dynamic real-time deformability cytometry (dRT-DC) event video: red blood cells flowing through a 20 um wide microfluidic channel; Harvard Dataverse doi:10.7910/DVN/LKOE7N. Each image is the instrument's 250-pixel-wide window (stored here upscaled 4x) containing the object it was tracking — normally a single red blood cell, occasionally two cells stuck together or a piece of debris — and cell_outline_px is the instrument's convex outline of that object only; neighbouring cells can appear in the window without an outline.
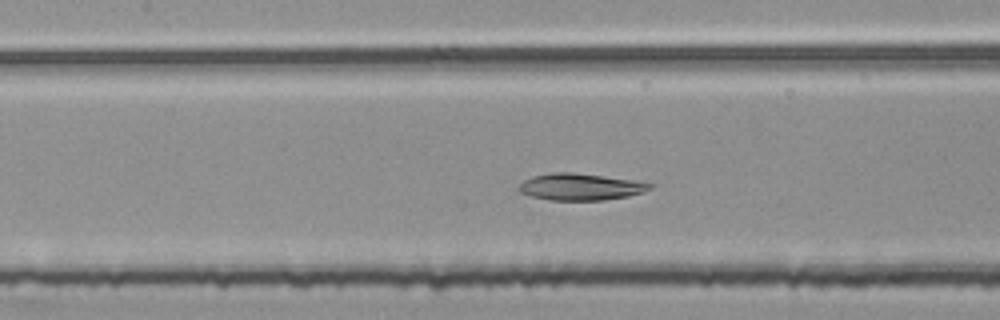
{"species": "common noctule bat (a hibernating species)", "species_latin": "Nyctalus noctula", "temperature_condition": "room temperature", "stored_images_in_passage": 49, "camera_frame_rate_fps": 3000, "um_per_image_px": 0.085, "animal": {"sex": "female", "body_mass_g": 25.1}, "frame": {"image": 1, "passage_image": 23, "time_ms": 7.333, "image_size_px": [1000, 320], "cell_outline_px": [[652, 188], [644, 192], [628, 196], [604, 200], [552, 200], [532, 196], [520, 192], [520, 184], [524, 180], [532, 176], [548, 172], [572, 172], [604, 176], [632, 180], [652, 184]], "centroid_in_image_um": [49.33, 15.87], "position_along_channel_um": 158.1, "area_um2": 20.29}}
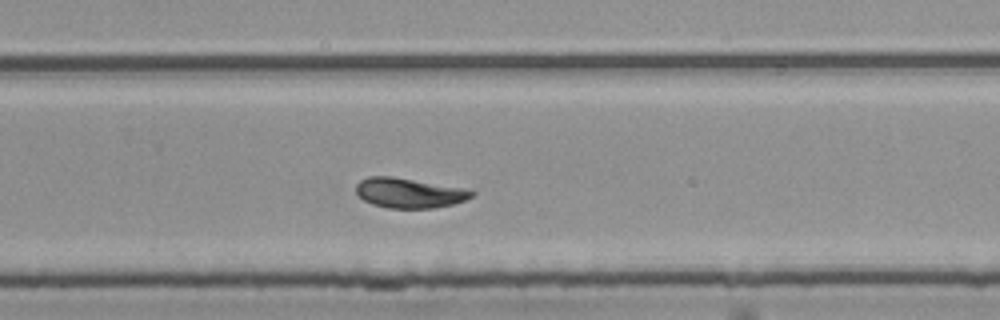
{"frame": {"image": 2, "passage_image": 34, "time_ms": 11.0, "image_size_px": [1000, 320], "cell_outline_px": [[476, 192], [472, 196], [464, 200], [452, 204], [432, 208], [388, 208], [372, 204], [364, 200], [356, 192], [356, 184], [360, 180], [368, 176], [392, 176], [468, 188]], "centroid_in_image_um": [34.79, 16.38], "position_along_channel_um": 295.0, "area_um2": 20.29}}
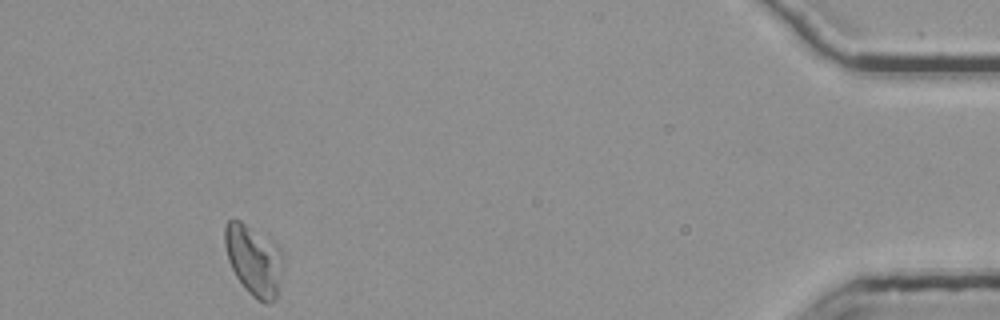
{"frame": {"image": 3, "passage_image": 49, "time_ms": 16.0, "image_size_px": [1000, 320], "cell_outline_px": [[284, 264], [276, 300], [268, 304], [264, 304], [256, 300], [244, 288], [236, 276], [228, 260], [224, 244], [224, 228], [228, 220], [240, 220], [276, 244], [280, 252]], "centroid_in_image_um": [21.58, 22.16], "position_along_channel_um": 413.6, "area_um2": 24.04}, "authors_computed_cell_mechanics": {"area_um2": 21.5594, "velocity_mm_per_s": 3.7582, "shape_relaxation_time_tau1_ms": null, "shape_relaxation_time_tau2_ms": 10.9361, "deformation_change_tau1": null, "deformation_change_tau2": 0.1203}}